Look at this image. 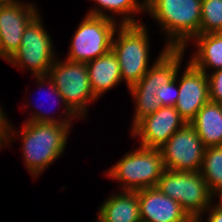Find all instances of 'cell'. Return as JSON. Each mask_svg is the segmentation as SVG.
I'll list each match as a JSON object with an SVG mask.
<instances>
[{
  "instance_id": "6da1fadb",
  "label": "cell",
  "mask_w": 222,
  "mask_h": 222,
  "mask_svg": "<svg viewBox=\"0 0 222 222\" xmlns=\"http://www.w3.org/2000/svg\"><path fill=\"white\" fill-rule=\"evenodd\" d=\"M23 127V152L26 166L34 176L46 169L64 150L69 120L58 122L54 118L36 114Z\"/></svg>"
},
{
  "instance_id": "7a4b0ae2",
  "label": "cell",
  "mask_w": 222,
  "mask_h": 222,
  "mask_svg": "<svg viewBox=\"0 0 222 222\" xmlns=\"http://www.w3.org/2000/svg\"><path fill=\"white\" fill-rule=\"evenodd\" d=\"M202 0H145V9L162 23L168 48L184 49L186 40L200 34ZM172 41V42H171Z\"/></svg>"
},
{
  "instance_id": "3957f363",
  "label": "cell",
  "mask_w": 222,
  "mask_h": 222,
  "mask_svg": "<svg viewBox=\"0 0 222 222\" xmlns=\"http://www.w3.org/2000/svg\"><path fill=\"white\" fill-rule=\"evenodd\" d=\"M120 24L119 38L112 40V51L118 59L121 79H125L130 88L148 71L149 41L145 26L133 17L123 18Z\"/></svg>"
},
{
  "instance_id": "277c9868",
  "label": "cell",
  "mask_w": 222,
  "mask_h": 222,
  "mask_svg": "<svg viewBox=\"0 0 222 222\" xmlns=\"http://www.w3.org/2000/svg\"><path fill=\"white\" fill-rule=\"evenodd\" d=\"M49 73L50 87L64 102L69 118L76 114L83 116L89 100L96 99L90 86L86 63L69 60L65 63L55 62Z\"/></svg>"
},
{
  "instance_id": "5b68a950",
  "label": "cell",
  "mask_w": 222,
  "mask_h": 222,
  "mask_svg": "<svg viewBox=\"0 0 222 222\" xmlns=\"http://www.w3.org/2000/svg\"><path fill=\"white\" fill-rule=\"evenodd\" d=\"M115 30L113 18L91 10L77 28L67 60L87 63L107 53L112 49Z\"/></svg>"
},
{
  "instance_id": "8992f818",
  "label": "cell",
  "mask_w": 222,
  "mask_h": 222,
  "mask_svg": "<svg viewBox=\"0 0 222 222\" xmlns=\"http://www.w3.org/2000/svg\"><path fill=\"white\" fill-rule=\"evenodd\" d=\"M156 187L179 202L194 222L200 220L201 213L208 208L213 196L200 172L166 169Z\"/></svg>"
},
{
  "instance_id": "52a82bcc",
  "label": "cell",
  "mask_w": 222,
  "mask_h": 222,
  "mask_svg": "<svg viewBox=\"0 0 222 222\" xmlns=\"http://www.w3.org/2000/svg\"><path fill=\"white\" fill-rule=\"evenodd\" d=\"M166 170L160 149L140 146L109 170V176L125 182L124 191L156 187Z\"/></svg>"
},
{
  "instance_id": "ba28073f",
  "label": "cell",
  "mask_w": 222,
  "mask_h": 222,
  "mask_svg": "<svg viewBox=\"0 0 222 222\" xmlns=\"http://www.w3.org/2000/svg\"><path fill=\"white\" fill-rule=\"evenodd\" d=\"M52 46L51 39L42 27V22L37 15L25 28L21 45L8 62H12L11 64L15 66H29L37 76L38 81L43 83L45 77H48L46 74L49 73L50 67L54 63Z\"/></svg>"
},
{
  "instance_id": "9c48e42d",
  "label": "cell",
  "mask_w": 222,
  "mask_h": 222,
  "mask_svg": "<svg viewBox=\"0 0 222 222\" xmlns=\"http://www.w3.org/2000/svg\"><path fill=\"white\" fill-rule=\"evenodd\" d=\"M205 148L193 126L186 123L159 149L167 170L199 172Z\"/></svg>"
},
{
  "instance_id": "30bf717a",
  "label": "cell",
  "mask_w": 222,
  "mask_h": 222,
  "mask_svg": "<svg viewBox=\"0 0 222 222\" xmlns=\"http://www.w3.org/2000/svg\"><path fill=\"white\" fill-rule=\"evenodd\" d=\"M0 0V56L9 60L21 45L27 25L38 15L32 5Z\"/></svg>"
},
{
  "instance_id": "8fae6325",
  "label": "cell",
  "mask_w": 222,
  "mask_h": 222,
  "mask_svg": "<svg viewBox=\"0 0 222 222\" xmlns=\"http://www.w3.org/2000/svg\"><path fill=\"white\" fill-rule=\"evenodd\" d=\"M185 124L175 107L162 106L141 119L133 127V135L141 136V146L159 149Z\"/></svg>"
},
{
  "instance_id": "7c38bea8",
  "label": "cell",
  "mask_w": 222,
  "mask_h": 222,
  "mask_svg": "<svg viewBox=\"0 0 222 222\" xmlns=\"http://www.w3.org/2000/svg\"><path fill=\"white\" fill-rule=\"evenodd\" d=\"M180 84L176 110L186 123H190L197 112L210 101L209 79L207 73L188 64Z\"/></svg>"
},
{
  "instance_id": "4fadbf2b",
  "label": "cell",
  "mask_w": 222,
  "mask_h": 222,
  "mask_svg": "<svg viewBox=\"0 0 222 222\" xmlns=\"http://www.w3.org/2000/svg\"><path fill=\"white\" fill-rule=\"evenodd\" d=\"M139 208L143 222H194L179 202L163 194L157 187L139 191Z\"/></svg>"
},
{
  "instance_id": "5bb4252c",
  "label": "cell",
  "mask_w": 222,
  "mask_h": 222,
  "mask_svg": "<svg viewBox=\"0 0 222 222\" xmlns=\"http://www.w3.org/2000/svg\"><path fill=\"white\" fill-rule=\"evenodd\" d=\"M183 50L165 48L154 66L147 71L138 83L129 88L131 92H150L156 95L157 90L162 85L175 78L179 70Z\"/></svg>"
},
{
  "instance_id": "9a60e30c",
  "label": "cell",
  "mask_w": 222,
  "mask_h": 222,
  "mask_svg": "<svg viewBox=\"0 0 222 222\" xmlns=\"http://www.w3.org/2000/svg\"><path fill=\"white\" fill-rule=\"evenodd\" d=\"M86 65L90 86L96 99L121 81L120 66L112 49L102 56L87 62Z\"/></svg>"
},
{
  "instance_id": "2e32d148",
  "label": "cell",
  "mask_w": 222,
  "mask_h": 222,
  "mask_svg": "<svg viewBox=\"0 0 222 222\" xmlns=\"http://www.w3.org/2000/svg\"><path fill=\"white\" fill-rule=\"evenodd\" d=\"M125 192V193H124ZM110 197L100 208L99 222H140L139 198L136 191H124Z\"/></svg>"
},
{
  "instance_id": "e0dca14e",
  "label": "cell",
  "mask_w": 222,
  "mask_h": 222,
  "mask_svg": "<svg viewBox=\"0 0 222 222\" xmlns=\"http://www.w3.org/2000/svg\"><path fill=\"white\" fill-rule=\"evenodd\" d=\"M205 147L222 146V105L209 101L190 122Z\"/></svg>"
},
{
  "instance_id": "ac0fdd59",
  "label": "cell",
  "mask_w": 222,
  "mask_h": 222,
  "mask_svg": "<svg viewBox=\"0 0 222 222\" xmlns=\"http://www.w3.org/2000/svg\"><path fill=\"white\" fill-rule=\"evenodd\" d=\"M195 37L199 51L191 63L204 73L208 66L222 68V33L198 34Z\"/></svg>"
},
{
  "instance_id": "d6986e66",
  "label": "cell",
  "mask_w": 222,
  "mask_h": 222,
  "mask_svg": "<svg viewBox=\"0 0 222 222\" xmlns=\"http://www.w3.org/2000/svg\"><path fill=\"white\" fill-rule=\"evenodd\" d=\"M201 168L200 173L211 193L222 187V146L205 148Z\"/></svg>"
},
{
  "instance_id": "ffe728a7",
  "label": "cell",
  "mask_w": 222,
  "mask_h": 222,
  "mask_svg": "<svg viewBox=\"0 0 222 222\" xmlns=\"http://www.w3.org/2000/svg\"><path fill=\"white\" fill-rule=\"evenodd\" d=\"M222 33V0H202L200 34Z\"/></svg>"
},
{
  "instance_id": "44dd1931",
  "label": "cell",
  "mask_w": 222,
  "mask_h": 222,
  "mask_svg": "<svg viewBox=\"0 0 222 222\" xmlns=\"http://www.w3.org/2000/svg\"><path fill=\"white\" fill-rule=\"evenodd\" d=\"M135 97V101L137 103L134 124L133 127L144 117L150 115L151 113L156 112L159 108H161V103L159 98L155 95V93L150 92H132Z\"/></svg>"
},
{
  "instance_id": "7402d4cb",
  "label": "cell",
  "mask_w": 222,
  "mask_h": 222,
  "mask_svg": "<svg viewBox=\"0 0 222 222\" xmlns=\"http://www.w3.org/2000/svg\"><path fill=\"white\" fill-rule=\"evenodd\" d=\"M99 3L100 6H103L105 9L112 10L113 12L126 14L133 11L145 9V1L143 5L139 4L136 0H94Z\"/></svg>"
},
{
  "instance_id": "603a6c76",
  "label": "cell",
  "mask_w": 222,
  "mask_h": 222,
  "mask_svg": "<svg viewBox=\"0 0 222 222\" xmlns=\"http://www.w3.org/2000/svg\"><path fill=\"white\" fill-rule=\"evenodd\" d=\"M176 77H177V73H176L175 78L172 81L162 85L157 90L156 96L159 98L161 106L175 107L177 103V98L179 96V88L177 89L175 88Z\"/></svg>"
},
{
  "instance_id": "cb8c5ba5",
  "label": "cell",
  "mask_w": 222,
  "mask_h": 222,
  "mask_svg": "<svg viewBox=\"0 0 222 222\" xmlns=\"http://www.w3.org/2000/svg\"><path fill=\"white\" fill-rule=\"evenodd\" d=\"M209 79L210 101L222 105V68L213 72Z\"/></svg>"
},
{
  "instance_id": "d4e9b609",
  "label": "cell",
  "mask_w": 222,
  "mask_h": 222,
  "mask_svg": "<svg viewBox=\"0 0 222 222\" xmlns=\"http://www.w3.org/2000/svg\"><path fill=\"white\" fill-rule=\"evenodd\" d=\"M4 116L5 114L2 113L1 108H0V145L3 143L2 140H4L5 138H7V140L10 139L9 135H11V134H8L9 133L8 129L11 127H9L8 123L6 122L7 120L5 119L6 117Z\"/></svg>"
},
{
  "instance_id": "484cf974",
  "label": "cell",
  "mask_w": 222,
  "mask_h": 222,
  "mask_svg": "<svg viewBox=\"0 0 222 222\" xmlns=\"http://www.w3.org/2000/svg\"><path fill=\"white\" fill-rule=\"evenodd\" d=\"M210 216L208 218V222H222V208L216 206L211 208ZM200 222V221H195Z\"/></svg>"
},
{
  "instance_id": "4316f807",
  "label": "cell",
  "mask_w": 222,
  "mask_h": 222,
  "mask_svg": "<svg viewBox=\"0 0 222 222\" xmlns=\"http://www.w3.org/2000/svg\"><path fill=\"white\" fill-rule=\"evenodd\" d=\"M218 191V193L220 194V204L218 205V207L222 208V187L218 188L217 190H215V193Z\"/></svg>"
}]
</instances>
